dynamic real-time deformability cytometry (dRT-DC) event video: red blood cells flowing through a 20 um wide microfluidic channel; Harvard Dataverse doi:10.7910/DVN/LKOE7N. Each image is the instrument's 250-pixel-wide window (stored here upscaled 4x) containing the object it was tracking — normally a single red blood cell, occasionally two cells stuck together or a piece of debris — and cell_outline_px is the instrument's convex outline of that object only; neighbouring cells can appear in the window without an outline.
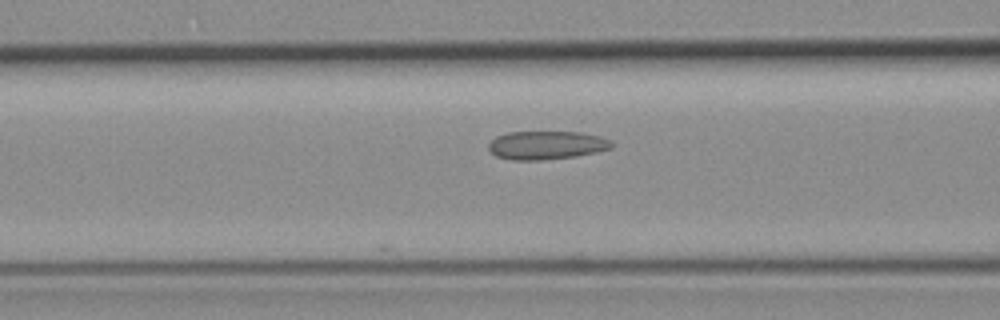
{"species": "common noctule bat (a hibernating species)", "species_latin": "Nyctalus noctula", "temperature_condition": "room temperature", "stored_images_in_passage": 5, "camera_frame_rate_fps": 3000, "um_per_image_px": 0.085, "animal": {"sex": "female", "body_mass_g": 19.3, "forearm_length_mm": 54.1}, "frame": {"image": 1, "passage_image": 5, "time_ms": 4.667, "image_size_px": [1000, 320], "cell_outline_px": [[612, 148], [596, 152], [576, 156], [540, 160], [512, 160], [496, 156], [488, 148], [488, 144], [496, 136], [508, 132], [580, 132], [600, 136], [608, 140], [612, 144]], "centroid_in_image_um": [46.43, 12.34], "position_along_channel_um": 120.2, "area_um2": 20.29}}